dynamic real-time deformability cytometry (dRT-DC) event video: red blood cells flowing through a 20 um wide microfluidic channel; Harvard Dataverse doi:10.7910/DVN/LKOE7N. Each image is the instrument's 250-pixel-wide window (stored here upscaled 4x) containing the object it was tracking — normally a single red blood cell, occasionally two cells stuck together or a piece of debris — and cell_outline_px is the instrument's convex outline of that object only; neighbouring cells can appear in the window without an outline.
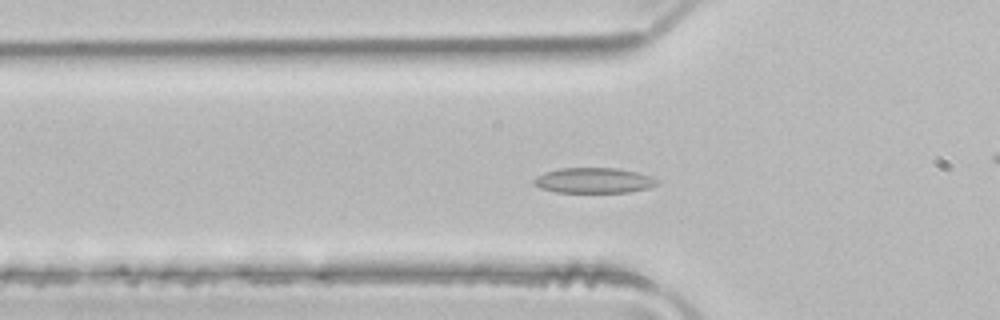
{"species": "common noctule bat (a hibernating species)", "species_latin": "Nyctalus noctula", "temperature_condition": "room temperature", "stored_images_in_passage": 45, "camera_frame_rate_fps": 3000, "um_per_image_px": 0.085, "animal": {"sex": "male", "body_mass_g": 21.5, "forearm_length_mm": 52.0}, "frame": {"image": 1, "passage_image": 16, "time_ms": 5.0, "image_size_px": [1000, 320], "cell_outline_px": [[660, 180], [656, 184], [648, 188], [628, 192], [556, 192], [540, 188], [532, 184], [532, 180], [536, 176], [544, 172], [560, 168], [616, 168], [636, 172], [652, 176]], "centroid_in_image_um": [50.44, 15.33], "position_along_channel_um": 75.4, "area_um2": 18.26}}
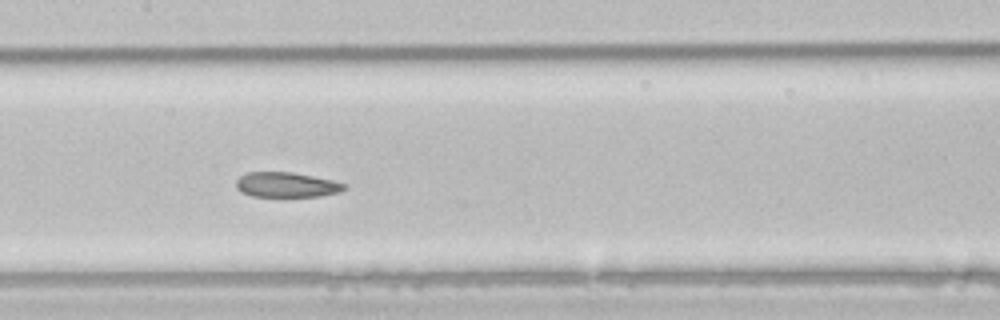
{"frame": {"image": 2, "passage_image": 24, "time_ms": 7.667, "image_size_px": [1000, 320], "cell_outline_px": [[348, 188], [340, 192], [320, 196], [252, 196], [240, 192], [236, 188], [236, 180], [244, 172], [292, 172], [332, 180], [348, 184]], "centroid_in_image_um": [24.35, 15.7], "position_along_channel_um": 183.0, "area_um2": 15.9}}
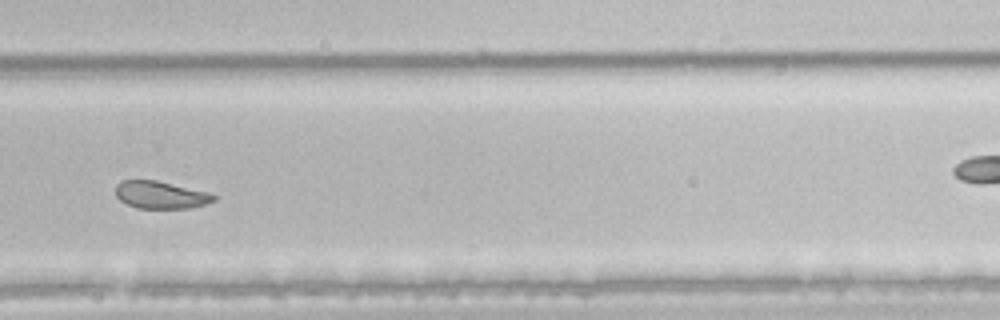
{"frame": {"image": 3, "passage_image": 34, "time_ms": 11.0, "image_size_px": [1000, 320], "cell_outline_px": [[216, 200], [204, 204], [188, 208], [136, 208], [120, 200], [116, 196], [116, 184], [120, 180], [156, 180], [208, 192], [216, 196]], "centroid_in_image_um": [13.63, 16.56], "position_along_channel_um": 316.2, "area_um2": 15.61}, "authors_computed_cell_mechanics": {"area_um2": 18.9006, "velocity_mm_per_s": 4.0143, "shape_relaxation_time_tau1_ms": 10.6807, "shape_relaxation_time_tau2_ms": 2.2473, "deformation_change_tau1": 0.1863, "deformation_change_tau2": 0.0761}}